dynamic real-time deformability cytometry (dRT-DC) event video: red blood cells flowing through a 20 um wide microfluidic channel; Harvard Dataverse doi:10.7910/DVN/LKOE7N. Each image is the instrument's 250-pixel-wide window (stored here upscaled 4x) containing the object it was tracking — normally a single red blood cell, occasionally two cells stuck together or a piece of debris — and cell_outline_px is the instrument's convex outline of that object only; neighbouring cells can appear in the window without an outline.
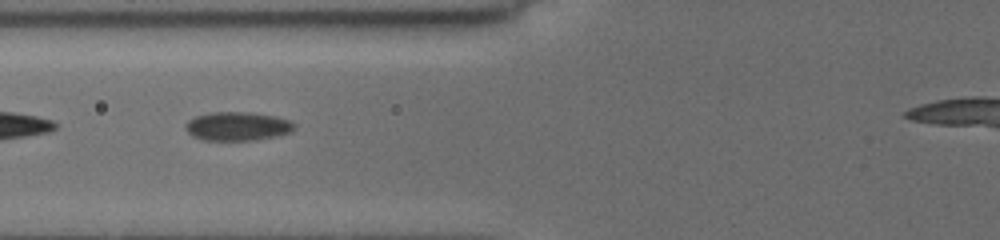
{"species": "common noctule bat (a hibernating species)", "species_latin": "Nyctalus noctula", "temperature_condition": "cold", "stored_images_in_passage": 19, "camera_frame_rate_fps": 3000, "um_per_image_px": 0.085, "animal": {"sex": "female", "body_mass_g": 19.5, "forearm_length_mm": 54.1}, "frame": {"image": 1, "passage_image": 4, "time_ms": 2.0, "image_size_px": [1000, 240], "cell_outline_px": [[296, 128], [292, 132], [276, 136], [252, 140], [204, 140], [192, 136], [184, 128], [184, 124], [188, 120], [196, 116], [208, 112], [252, 112], [276, 116], [292, 120], [296, 124]], "centroid_in_image_um": [20.21, 10.72], "position_along_channel_um": 105.6, "area_um2": 18.55}}
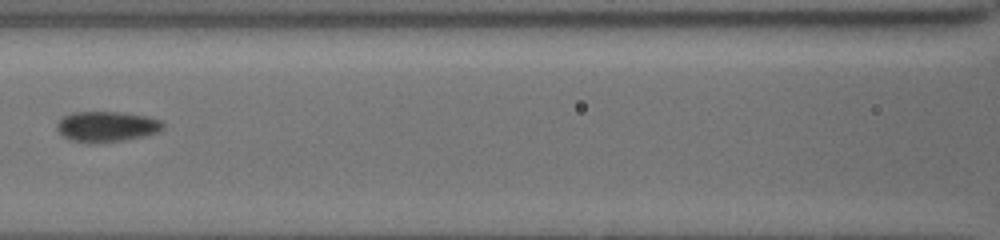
{"frame": {"image": 2, "passage_image": 6, "time_ms": 3.333, "image_size_px": [1000, 240], "cell_outline_px": [[164, 128], [160, 132], [144, 136], [124, 140], [88, 144], [72, 140], [64, 136], [56, 128], [56, 124], [64, 116], [72, 112], [120, 112], [148, 116], [160, 120], [164, 124]], "centroid_in_image_um": [9.09, 10.76], "position_along_channel_um": 157.5, "area_um2": 18.96}}
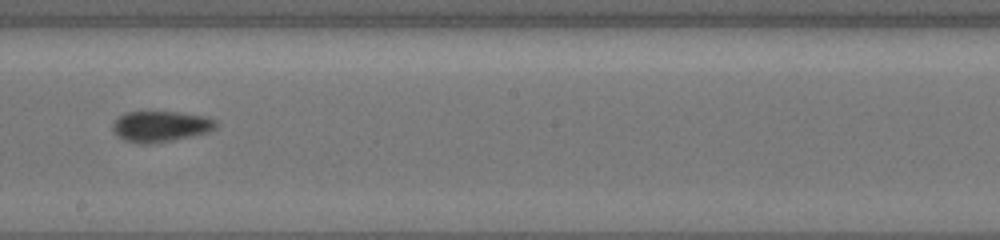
{"frame": {"image": 3, "passage_image": 9, "time_ms": 5.333, "image_size_px": [1000, 240], "cell_outline_px": [[216, 128], [208, 132], [172, 140], [148, 144], [140, 144], [124, 140], [112, 132], [112, 124], [124, 112], [180, 112], [208, 116], [216, 120]], "centroid_in_image_um": [13.65, 10.74], "position_along_channel_um": 234.6, "area_um2": 18.61}}